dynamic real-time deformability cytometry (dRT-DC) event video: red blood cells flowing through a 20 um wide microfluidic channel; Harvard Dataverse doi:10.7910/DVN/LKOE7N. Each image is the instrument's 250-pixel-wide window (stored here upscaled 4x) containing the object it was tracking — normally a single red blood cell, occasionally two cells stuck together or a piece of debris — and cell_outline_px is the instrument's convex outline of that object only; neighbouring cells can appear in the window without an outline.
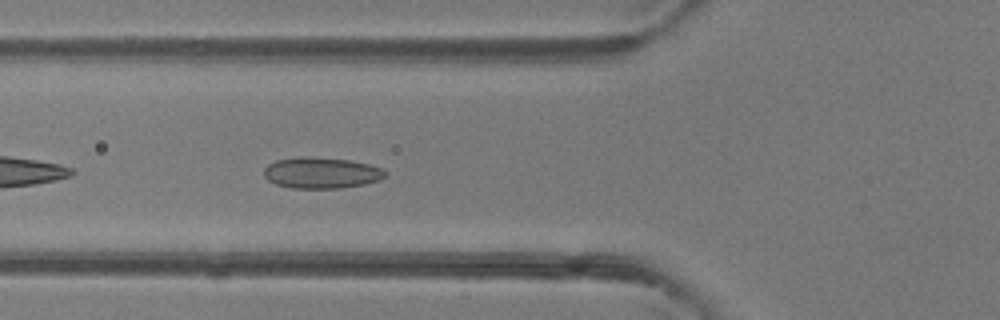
{"species": "common noctule bat (a hibernating species)", "species_latin": "Nyctalus noctula", "temperature_condition": "room temperature", "stored_images_in_passage": 26, "camera_frame_rate_fps": 3000, "um_per_image_px": 0.085, "animal": {"sex": "female"}, "frame": {"image": 1, "passage_image": 4, "time_ms": 1.0, "image_size_px": [1000, 320], "cell_outline_px": [[388, 172], [380, 180], [364, 184], [340, 188], [292, 188], [276, 184], [268, 180], [264, 176], [264, 168], [268, 164], [276, 160], [300, 156], [312, 156], [348, 160], [368, 164], [384, 168]], "centroid_in_image_um": [27.32, 14.68], "position_along_channel_um": 98.5, "area_um2": 22.14}}
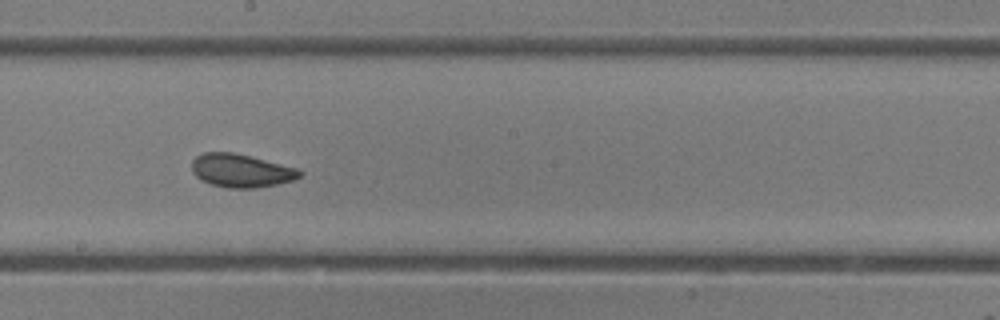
{"frame": {"image": 2, "passage_image": 13, "time_ms": 4.0, "image_size_px": [1000, 320], "cell_outline_px": [[304, 172], [300, 176], [292, 180], [276, 184], [256, 188], [228, 188], [212, 184], [200, 180], [192, 172], [192, 160], [196, 156], [204, 152], [232, 152], [300, 168]], "centroid_in_image_um": [20.5, 14.5], "position_along_channel_um": 227.7, "area_um2": 20.98}}
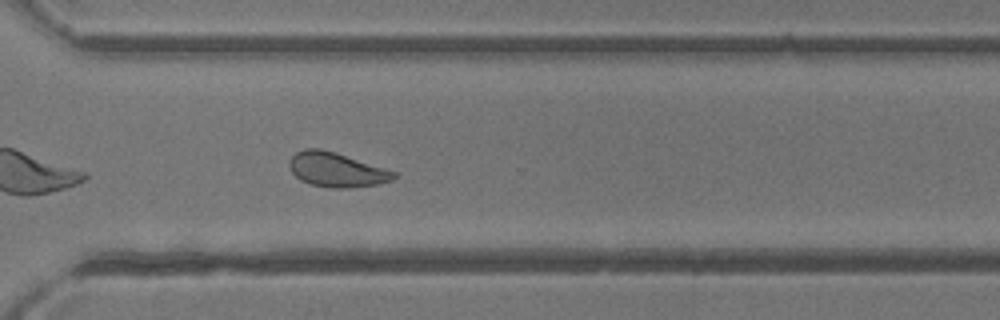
{"frame": {"image": 3, "passage_image": 21, "time_ms": 6.667, "image_size_px": [1000, 320], "cell_outline_px": [[396, 176], [392, 180], [376, 184], [348, 188], [328, 188], [312, 184], [300, 180], [292, 172], [288, 164], [288, 160], [296, 152], [304, 148], [320, 148], [336, 152], [396, 172]], "centroid_in_image_um": [28.56, 14.42], "position_along_channel_um": 342.0, "area_um2": 20.92}, "authors_computed_cell_mechanics": {"area_um2": 21.2126, "velocity_mm_per_s": 4.3017, "shape_relaxation_time_tau1_ms": 2.3288, "shape_relaxation_time_tau2_ms": 1.4088, "deformation_change_tau1": 0.0724, "deformation_change_tau2": 0.0743}}